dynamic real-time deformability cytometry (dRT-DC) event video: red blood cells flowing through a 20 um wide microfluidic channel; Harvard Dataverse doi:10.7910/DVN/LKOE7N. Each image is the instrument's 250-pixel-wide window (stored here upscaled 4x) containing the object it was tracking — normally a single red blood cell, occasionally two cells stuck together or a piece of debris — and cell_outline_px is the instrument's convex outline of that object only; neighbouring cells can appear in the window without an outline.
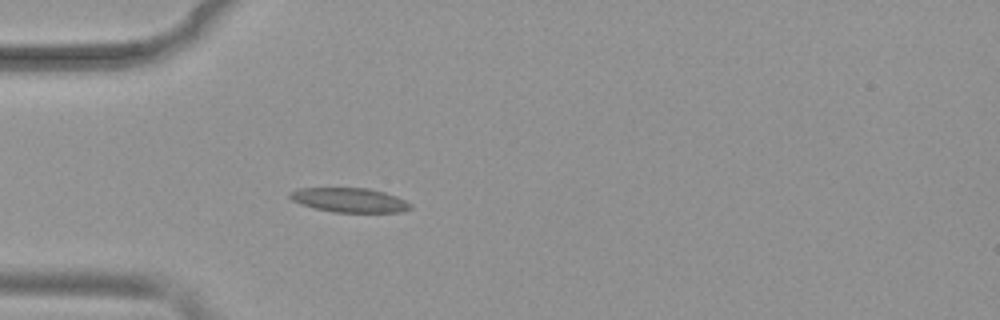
{"species": "common noctule bat (a hibernating species)", "species_latin": "Nyctalus noctula", "temperature_condition": "warm", "stored_images_in_passage": 43, "camera_frame_rate_fps": 3000, "um_per_image_px": 0.085, "animal": {"sex": "female", "body_mass_g": 19.9}, "frame": {"image": 1, "passage_image": 6, "time_ms": 1.667, "image_size_px": [1000, 320], "cell_outline_px": [[412, 208], [400, 212], [332, 212], [300, 204], [292, 200], [288, 196], [288, 192], [300, 188], [368, 188], [384, 192], [396, 196], [412, 204]], "centroid_in_image_um": [29.69, 17.0], "position_along_channel_um": 55.3, "area_um2": 17.11}}
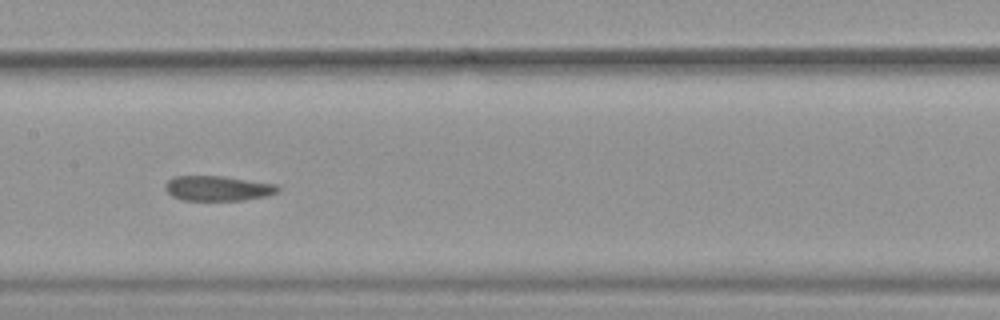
{"frame": {"image": 2, "passage_image": 17, "time_ms": 5.333, "image_size_px": [1000, 320], "cell_outline_px": [[280, 188], [276, 192], [268, 196], [244, 200], [184, 200], [172, 196], [164, 188], [164, 184], [168, 180], [176, 176], [224, 176], [276, 184]], "centroid_in_image_um": [18.51, 16.0], "position_along_channel_um": 188.9, "area_um2": 16.42}}
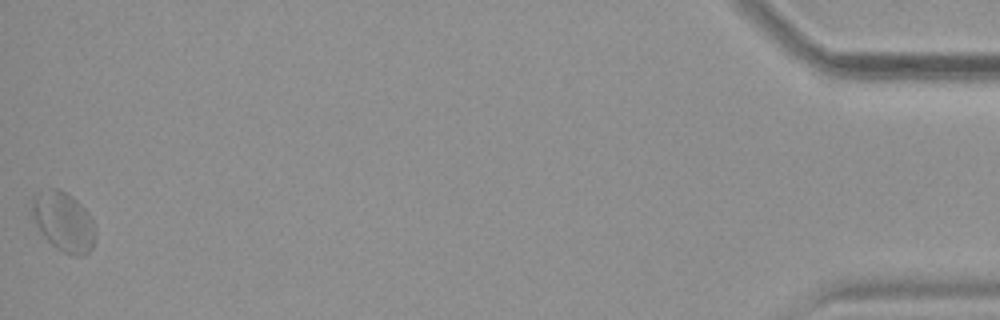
{"frame": {"image": 3, "passage_image": 43, "time_ms": 14.0, "image_size_px": [1000, 320], "cell_outline_px": [[92, 248], [84, 256], [72, 256], [56, 248], [44, 236], [36, 224], [32, 216], [32, 200], [40, 192], [48, 188], [60, 188], [72, 196], [84, 208], [92, 220]], "centroid_in_image_um": [5.37, 18.83], "position_along_channel_um": 429.8, "area_um2": 21.39}, "authors_computed_cell_mechanics": {"area_um2": 17.2244, "velocity_mm_per_s": 3.8417, "shape_relaxation_time_tau1_ms": null, "shape_relaxation_time_tau2_ms": 3.9473, "deformation_change_tau1": null, "deformation_change_tau2": 0.1065}}